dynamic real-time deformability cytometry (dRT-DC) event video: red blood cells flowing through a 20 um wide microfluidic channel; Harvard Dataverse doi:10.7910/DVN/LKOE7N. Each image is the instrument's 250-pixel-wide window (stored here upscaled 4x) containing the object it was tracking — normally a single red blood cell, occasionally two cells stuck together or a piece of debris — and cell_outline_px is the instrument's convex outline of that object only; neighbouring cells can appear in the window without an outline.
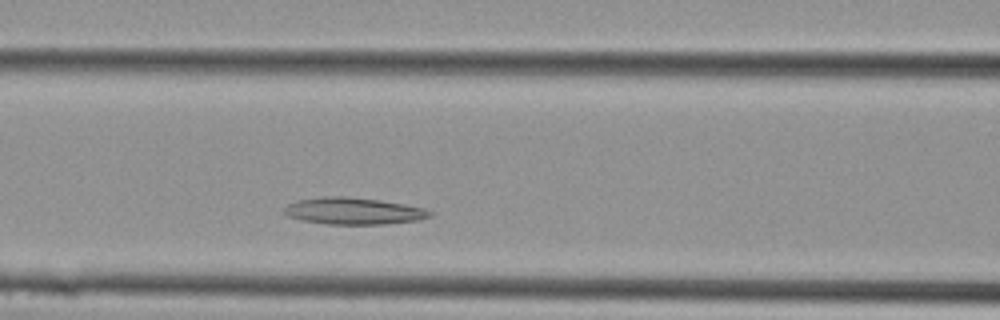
{"species": "Egyptian fruit bat (a non-hibernating species)", "species_latin": "Rousettus aegyptiacus", "temperature_condition": "cold", "stored_images_in_passage": 6, "camera_frame_rate_fps": 3000, "um_per_image_px": 0.085, "animal": {"sex": "female"}, "frame": {"image": 1, "passage_image": 4, "time_ms": 1.0, "image_size_px": [1000, 320], "cell_outline_px": [[432, 216], [416, 220], [384, 224], [324, 224], [304, 220], [288, 216], [284, 212], [284, 208], [288, 204], [296, 200], [324, 196], [344, 196], [380, 200], [404, 204], [424, 208], [432, 212]], "centroid_in_image_um": [30.03, 17.93], "position_along_channel_um": 136.6, "area_um2": 22.66}}
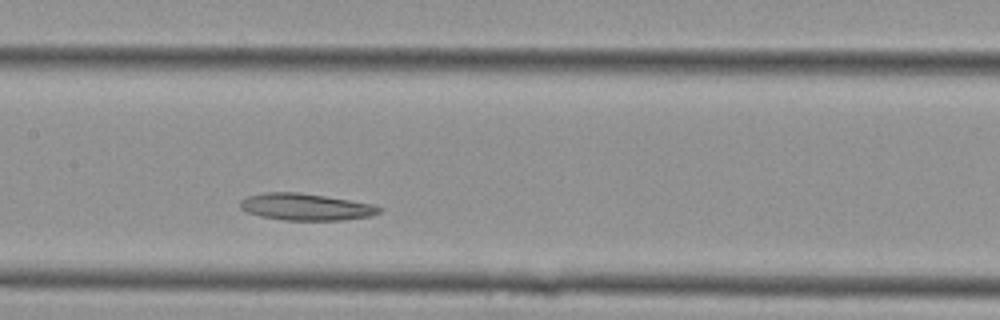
{"frame": {"image": 2, "passage_image": 6, "time_ms": 1.667, "image_size_px": [1000, 320], "cell_outline_px": [[384, 208], [380, 212], [372, 216], [344, 220], [284, 220], [260, 216], [248, 212], [240, 208], [240, 200], [248, 196], [264, 192], [296, 192], [324, 196], [372, 204]], "centroid_in_image_um": [26.0, 17.59], "position_along_channel_um": 181.4, "area_um2": 21.68}}